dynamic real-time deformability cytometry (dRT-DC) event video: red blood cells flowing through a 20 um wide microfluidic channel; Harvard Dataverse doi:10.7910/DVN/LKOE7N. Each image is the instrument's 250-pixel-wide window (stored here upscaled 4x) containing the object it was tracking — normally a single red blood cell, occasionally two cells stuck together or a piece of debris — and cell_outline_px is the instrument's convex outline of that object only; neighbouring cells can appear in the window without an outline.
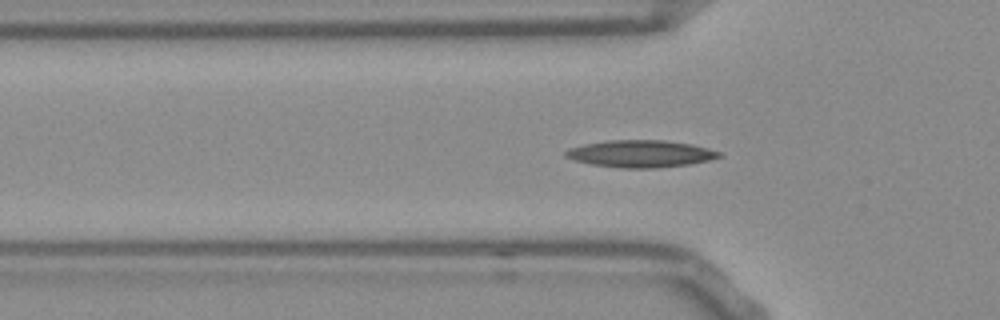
{"species": "Egyptian fruit bat (a non-hibernating species)", "species_latin": "Rousettus aegyptiacus", "temperature_condition": "room temperature", "stored_images_in_passage": 46, "camera_frame_rate_fps": 3000, "um_per_image_px": 0.085, "frame": {"image": 1, "passage_image": 9, "time_ms": 2.667, "image_size_px": [1000, 320], "cell_outline_px": [[724, 156], [708, 160], [688, 164], [656, 168], [620, 168], [592, 164], [576, 160], [564, 156], [564, 152], [568, 148], [584, 144], [608, 140], [664, 140], [692, 144], [708, 148], [720, 152]], "centroid_in_image_um": [54.45, 13.06], "position_along_channel_um": 71.3, "area_um2": 24.22}}
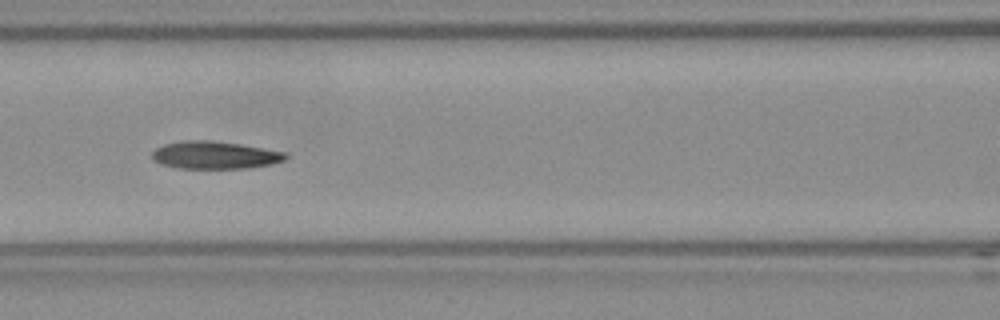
{"frame": {"image": 2, "passage_image": 15, "time_ms": 4.667, "image_size_px": [1000, 320], "cell_outline_px": [[288, 156], [284, 160], [272, 164], [248, 168], [176, 168], [160, 164], [152, 160], [152, 152], [156, 148], [164, 144], [184, 140], [212, 140], [240, 144], [284, 152]], "centroid_in_image_um": [18.21, 13.18], "position_along_channel_um": 148.4, "area_um2": 21.5}}
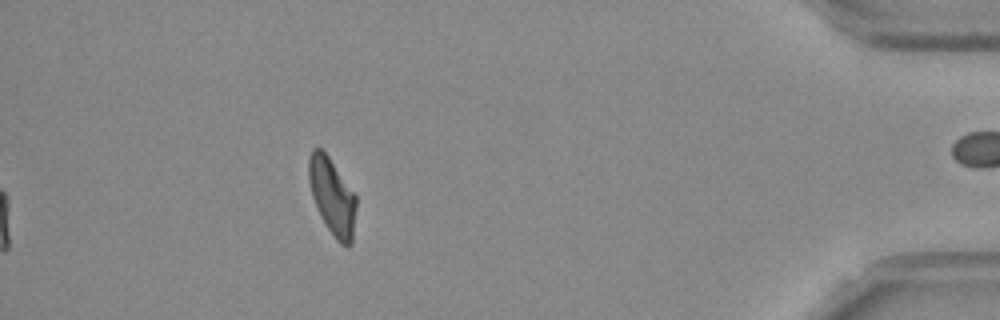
{"frame": {"image": 3, "passage_image": 40, "time_ms": 13.0, "image_size_px": [1000, 320], "cell_outline_px": [[356, 208], [352, 244], [348, 248], [340, 244], [336, 240], [320, 216], [316, 208], [312, 196], [308, 180], [308, 156], [312, 148], [320, 148], [328, 156], [356, 196]], "centroid_in_image_um": [28.22, 16.73], "position_along_channel_um": 407.0, "area_um2": 21.27}, "authors_computed_cell_mechanics": {"area_um2": 21.5016, "velocity_mm_per_s": 3.7838, "shape_relaxation_time_tau1_ms": null, "shape_relaxation_time_tau2_ms": 4.9039, "deformation_change_tau1": null, "deformation_change_tau2": 0.1275}}